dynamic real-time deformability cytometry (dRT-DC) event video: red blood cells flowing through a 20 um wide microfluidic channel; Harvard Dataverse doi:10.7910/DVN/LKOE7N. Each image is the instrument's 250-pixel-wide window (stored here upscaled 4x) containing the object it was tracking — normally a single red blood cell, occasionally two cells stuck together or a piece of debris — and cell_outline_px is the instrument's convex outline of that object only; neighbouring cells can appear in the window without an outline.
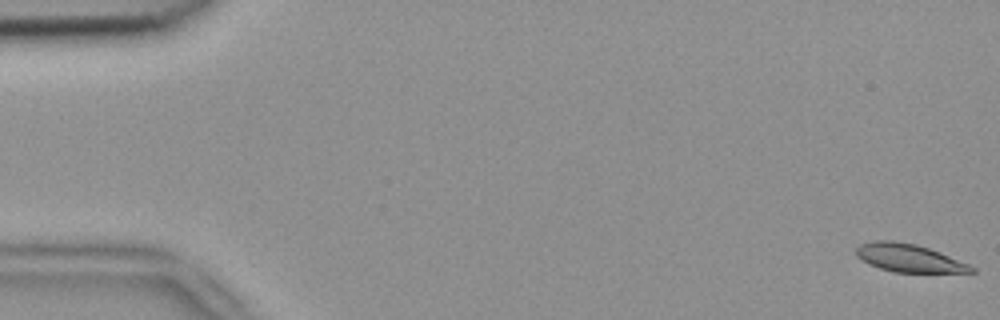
{"species": "common noctule bat (a hibernating species)", "species_latin": "Nyctalus noctula", "temperature_condition": "room temperature", "stored_images_in_passage": 5, "camera_frame_rate_fps": 3000, "um_per_image_px": 0.085, "animal": {"sex": "female", "body_mass_g": 18.4}, "frame": {"image": 1, "passage_image": 1, "time_ms": 0.0, "image_size_px": [1000, 320], "cell_outline_px": [[976, 272], [892, 272], [868, 264], [856, 256], [856, 248], [860, 244], [872, 240], [892, 240], [916, 244], [940, 252], [968, 264], [976, 268]], "centroid_in_image_um": [77.22, 21.92], "position_along_channel_um": 7.8, "area_um2": 18.79}}
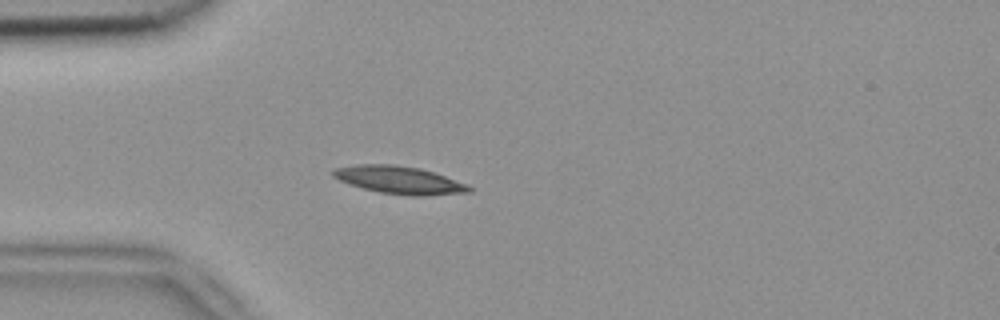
{"frame": {"image": 2, "passage_image": 5, "time_ms": 1.333, "image_size_px": [1000, 320], "cell_outline_px": [[472, 192], [424, 196], [412, 196], [380, 192], [348, 184], [332, 176], [332, 172], [336, 168], [360, 164], [392, 164], [420, 168], [468, 184], [472, 188]], "centroid_in_image_um": [33.96, 15.31], "position_along_channel_um": 51.0, "area_um2": 21.79}}